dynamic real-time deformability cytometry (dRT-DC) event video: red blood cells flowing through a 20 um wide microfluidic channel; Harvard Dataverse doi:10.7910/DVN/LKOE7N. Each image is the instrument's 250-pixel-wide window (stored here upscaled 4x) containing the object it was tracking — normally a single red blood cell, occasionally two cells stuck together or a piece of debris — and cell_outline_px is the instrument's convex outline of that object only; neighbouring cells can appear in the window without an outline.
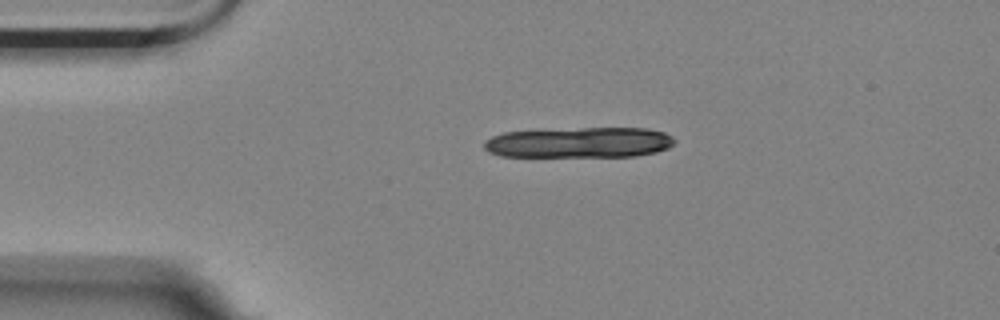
{"species": "Egyptian fruit bat (a non-hibernating species)", "species_latin": "Rousettus aegyptiacus", "temperature_condition": "room temperature", "stored_images_in_passage": 2, "camera_frame_rate_fps": 3000, "um_per_image_px": 0.085, "animal": {"sex": "female"}, "frame": {"image": 1, "passage_image": 1, "time_ms": 0.0, "image_size_px": [1000, 320], "cell_outline_px": [[676, 140], [668, 148], [656, 152], [636, 156], [500, 156], [488, 152], [484, 148], [484, 140], [492, 136], [504, 132], [580, 128], [648, 128], [664, 132], [672, 136]], "centroid_in_image_um": [49.25, 12.11], "position_along_channel_um": 35.7, "area_um2": 33.93}}